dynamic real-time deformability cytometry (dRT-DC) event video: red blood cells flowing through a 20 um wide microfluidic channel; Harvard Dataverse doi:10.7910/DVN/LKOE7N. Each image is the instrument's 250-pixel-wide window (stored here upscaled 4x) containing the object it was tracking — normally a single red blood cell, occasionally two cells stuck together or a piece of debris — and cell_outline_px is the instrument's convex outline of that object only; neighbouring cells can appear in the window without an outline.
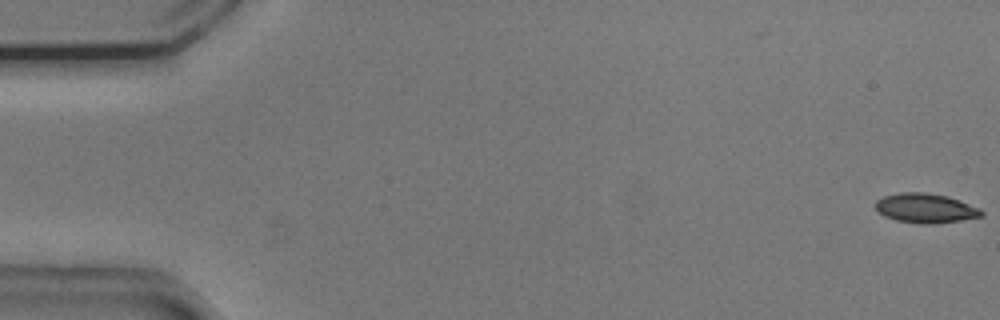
{"species": "common noctule bat (a hibernating species)", "species_latin": "Nyctalus noctula", "temperature_condition": "cold", "stored_images_in_passage": 53, "camera_frame_rate_fps": 3000, "um_per_image_px": 0.085, "animal": {"sex": "male", "body_mass_g": 20.5, "forearm_length_mm": 52.5}, "frame": {"image": 1, "passage_image": 1, "time_ms": 0.0, "image_size_px": [1000, 320], "cell_outline_px": [[984, 216], [960, 220], [932, 224], [920, 224], [896, 220], [884, 216], [876, 208], [876, 200], [884, 196], [900, 192], [924, 192], [948, 196], [980, 208], [984, 212]], "centroid_in_image_um": [78.69, 17.69], "position_along_channel_um": 6.3, "area_um2": 18.21}}
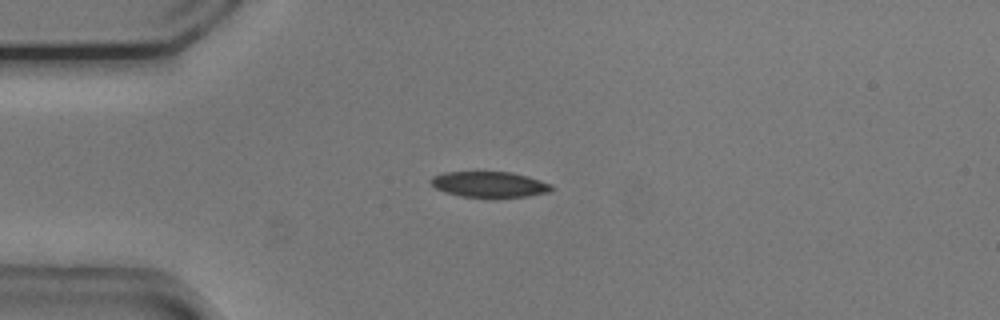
{"frame": {"image": 2, "passage_image": 14, "time_ms": 4.333, "image_size_px": [1000, 320], "cell_outline_px": [[552, 188], [548, 192], [528, 196], [460, 196], [444, 192], [436, 188], [428, 180], [432, 176], [444, 172], [512, 172], [528, 176], [552, 184]], "centroid_in_image_um": [41.57, 15.65], "position_along_channel_um": 43.4, "area_um2": 17.8}}
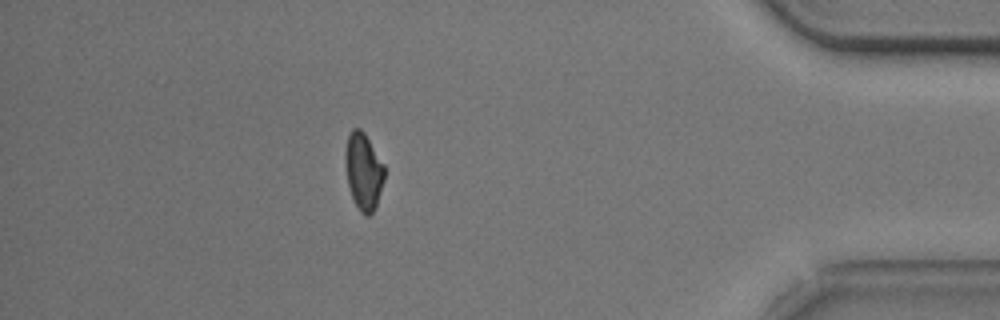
{"frame": {"image": 3, "passage_image": 48, "time_ms": 15.667, "image_size_px": [1000, 320], "cell_outline_px": [[384, 180], [376, 204], [372, 212], [368, 216], [364, 216], [360, 212], [352, 196], [348, 184], [344, 156], [348, 132], [352, 128], [360, 128], [364, 132], [384, 164]], "centroid_in_image_um": [30.88, 14.52], "position_along_channel_um": 404.3, "area_um2": 17.46}, "authors_computed_cell_mechanics": {"area_um2": 18.3804, "velocity_mm_per_s": 3.7519, "shape_relaxation_time_tau1_ms": 2.6468, "shape_relaxation_time_tau2_ms": null, "deformation_change_tau1": 0.1202, "deformation_change_tau2": null}}